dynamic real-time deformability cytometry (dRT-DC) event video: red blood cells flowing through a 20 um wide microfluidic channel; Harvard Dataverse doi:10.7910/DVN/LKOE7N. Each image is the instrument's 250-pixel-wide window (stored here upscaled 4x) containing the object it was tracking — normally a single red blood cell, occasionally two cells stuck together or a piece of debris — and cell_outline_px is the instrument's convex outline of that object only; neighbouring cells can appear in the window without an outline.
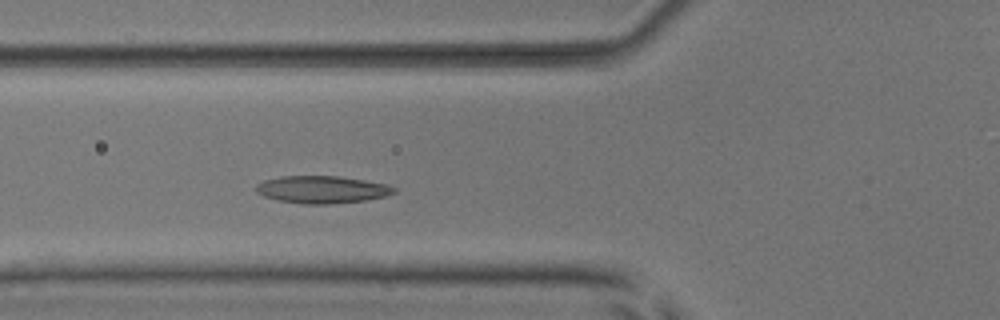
{"species": "common noctule bat (a hibernating species)", "species_latin": "Nyctalus noctula", "temperature_condition": "room temperature", "stored_images_in_passage": 4, "camera_frame_rate_fps": 3000, "um_per_image_px": 0.085, "animal": {"sex": "male", "body_mass_g": 17.9, "forearm_length_mm": 54.2}, "frame": {"image": 1, "passage_image": 4, "time_ms": 3.333, "image_size_px": [1000, 320], "cell_outline_px": [[396, 192], [388, 196], [368, 200], [328, 204], [304, 204], [276, 200], [264, 196], [256, 192], [256, 184], [264, 180], [280, 176], [336, 176], [364, 180], [388, 184], [396, 188]], "centroid_in_image_um": [27.39, 16.11], "position_along_channel_um": 98.4, "area_um2": 22.2}}